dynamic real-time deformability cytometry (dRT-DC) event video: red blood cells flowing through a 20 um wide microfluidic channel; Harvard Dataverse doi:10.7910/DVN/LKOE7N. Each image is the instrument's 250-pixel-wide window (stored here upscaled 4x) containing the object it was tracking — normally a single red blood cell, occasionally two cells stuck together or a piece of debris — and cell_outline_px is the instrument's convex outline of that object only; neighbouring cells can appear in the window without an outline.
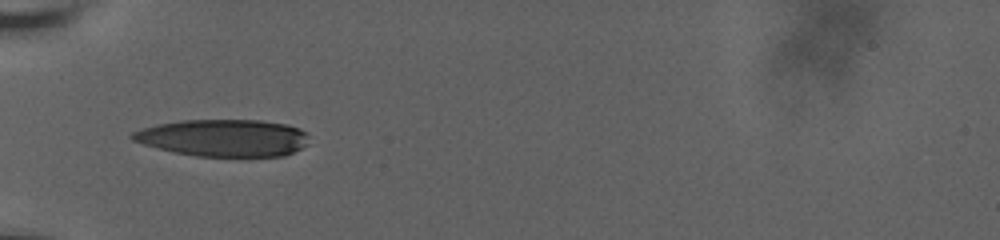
{"species": "human", "species_latin": "Homo sapiens", "temperature_condition": "room temperature", "stored_images_in_passage": 19, "camera_frame_rate_fps": 3000, "um_per_image_px": 0.085, "donor": {"sex": "male"}, "frame": {"image": 1, "passage_image": 1, "time_ms": 0.0, "image_size_px": [1000, 240], "cell_outline_px": [[308, 144], [284, 156], [196, 156], [176, 152], [144, 144], [132, 140], [128, 136], [132, 132], [156, 124], [180, 120], [260, 120], [288, 124], [300, 128], [308, 132]], "centroid_in_image_um": [19.03, 11.7], "position_along_channel_um": 66.0, "area_um2": 38.26}}
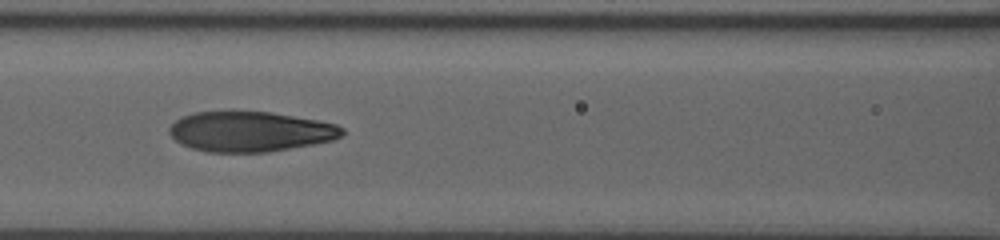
{"frame": {"image": 2, "passage_image": 13, "time_ms": 2.333, "image_size_px": [1000, 240], "cell_outline_px": [[344, 132], [340, 136], [332, 140], [312, 144], [268, 152], [208, 152], [192, 148], [180, 144], [168, 132], [168, 128], [176, 120], [184, 116], [196, 112], [272, 112], [320, 120], [336, 124], [344, 128]], "centroid_in_image_um": [21.28, 11.18], "position_along_channel_um": 145.3, "area_um2": 40.29}}
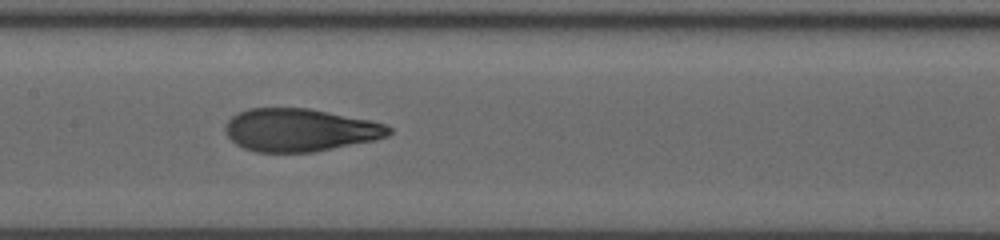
{"frame": {"image": 3, "passage_image": 18, "time_ms": 3.333, "image_size_px": [1000, 240], "cell_outline_px": [[392, 132], [388, 136], [376, 140], [316, 152], [256, 152], [244, 148], [236, 144], [228, 136], [224, 128], [228, 120], [236, 112], [248, 108], [308, 108], [368, 120], [384, 124], [392, 128]], "centroid_in_image_um": [25.48, 11.06], "position_along_channel_um": 181.9, "area_um2": 40.92}}